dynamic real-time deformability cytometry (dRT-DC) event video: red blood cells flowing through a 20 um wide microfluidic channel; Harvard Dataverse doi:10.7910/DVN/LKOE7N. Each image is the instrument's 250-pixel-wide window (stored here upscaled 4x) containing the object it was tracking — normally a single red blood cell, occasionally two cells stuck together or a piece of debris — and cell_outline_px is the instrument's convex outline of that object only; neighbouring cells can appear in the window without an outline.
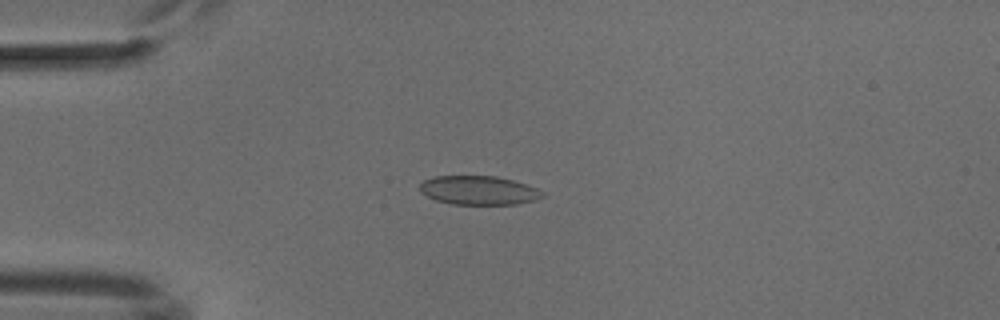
{"species": "common noctule bat (a hibernating species)", "species_latin": "Nyctalus noctula", "temperature_condition": "cold", "stored_images_in_passage": 53, "camera_frame_rate_fps": 3000, "um_per_image_px": 0.085, "animal": {"sex": "male", "body_mass_g": 18.8}, "frame": {"image": 1, "passage_image": 14, "time_ms": 4.333, "image_size_px": [1000, 320], "cell_outline_px": [[544, 196], [536, 200], [516, 204], [452, 204], [436, 200], [420, 192], [420, 184], [424, 180], [436, 176], [496, 176], [512, 180], [536, 188], [544, 192]], "centroid_in_image_um": [40.69, 16.18], "position_along_channel_um": 44.3, "area_um2": 20.52}}
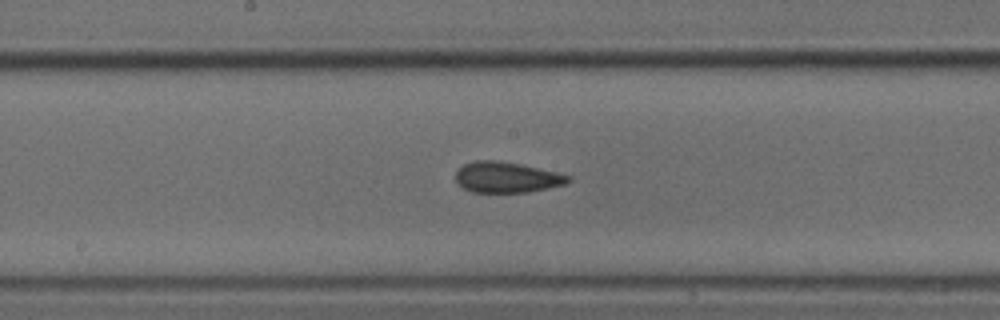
{"frame": {"image": 2, "passage_image": 28, "time_ms": 9.0, "image_size_px": [1000, 320], "cell_outline_px": [[572, 180], [564, 184], [548, 188], [528, 192], [472, 192], [456, 184], [456, 172], [464, 164], [476, 160], [496, 160], [520, 164], [556, 172], [572, 176]], "centroid_in_image_um": [43.06, 15.07], "position_along_channel_um": 205.1, "area_um2": 20.11}}
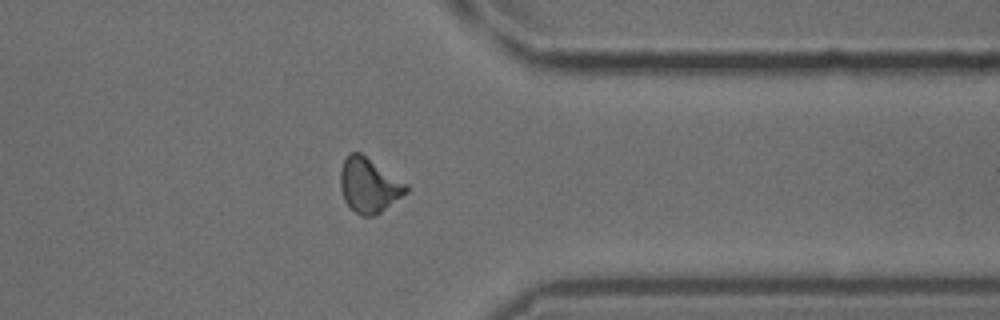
{"frame": {"image": 3, "passage_image": 42, "time_ms": 13.667, "image_size_px": [1000, 320], "cell_outline_px": [[408, 192], [376, 216], [360, 216], [344, 200], [340, 188], [340, 168], [348, 152], [360, 152], [408, 184]], "centroid_in_image_um": [31.36, 15.75], "position_along_channel_um": 380.0, "area_um2": 21.1}}